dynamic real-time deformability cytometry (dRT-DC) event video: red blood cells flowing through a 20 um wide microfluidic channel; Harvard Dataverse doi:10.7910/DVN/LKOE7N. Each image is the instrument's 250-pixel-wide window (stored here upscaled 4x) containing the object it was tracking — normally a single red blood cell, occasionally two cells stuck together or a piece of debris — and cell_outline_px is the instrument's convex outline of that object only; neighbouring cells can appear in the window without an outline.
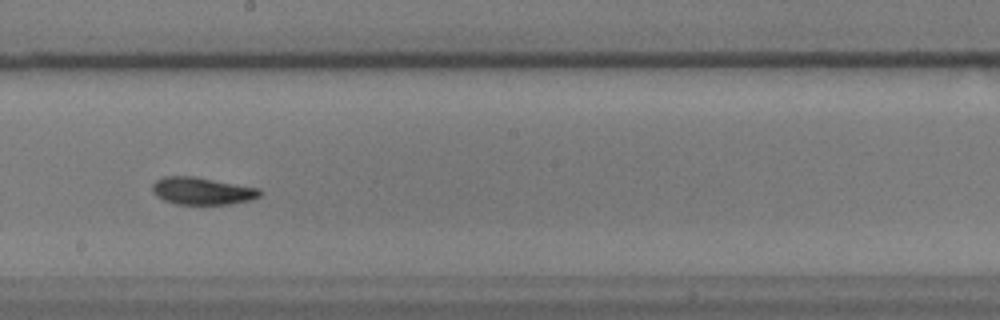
{"species": "common noctule bat (a hibernating species)", "species_latin": "Nyctalus noctula", "temperature_condition": "warm", "stored_images_in_passage": 40, "camera_frame_rate_fps": 3000, "um_per_image_px": 0.085, "animal": {"sex": "male", "body_mass_g": 17.9}, "frame": {"image": 1, "passage_image": 17, "time_ms": 5.333, "image_size_px": [1000, 320], "cell_outline_px": [[264, 192], [260, 196], [252, 200], [228, 204], [176, 204], [164, 200], [156, 196], [152, 192], [152, 184], [156, 180], [164, 176], [192, 176], [260, 188]], "centroid_in_image_um": [17.19, 16.23], "position_along_channel_um": 231.0, "area_um2": 17.22}}